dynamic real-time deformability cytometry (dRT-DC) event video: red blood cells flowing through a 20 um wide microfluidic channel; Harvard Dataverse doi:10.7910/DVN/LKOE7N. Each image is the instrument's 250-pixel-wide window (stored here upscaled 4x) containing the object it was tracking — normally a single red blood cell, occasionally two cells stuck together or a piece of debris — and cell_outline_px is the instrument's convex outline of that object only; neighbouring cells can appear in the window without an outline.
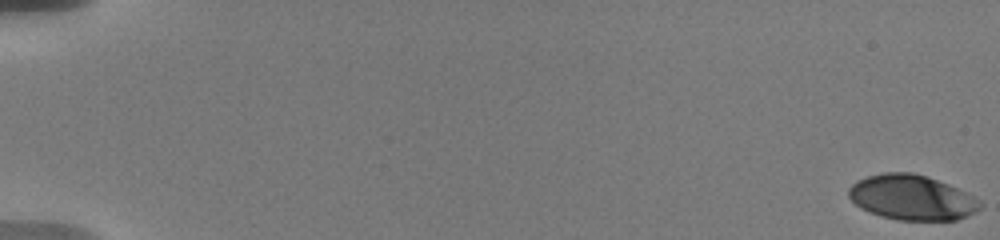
{"species": "human", "species_latin": "Homo sapiens", "temperature_condition": "warm", "stored_images_in_passage": 17, "camera_frame_rate_fps": 3000, "um_per_image_px": 0.085, "donor": {"sex": "male"}, "frame": {"image": 1, "passage_image": 1, "time_ms": 0.0, "image_size_px": [1000, 240], "cell_outline_px": [[984, 204], [976, 212], [968, 216], [956, 220], [896, 220], [880, 216], [860, 208], [848, 196], [848, 188], [856, 180], [868, 176], [884, 172], [912, 172], [948, 184], [980, 200]], "centroid_in_image_um": [77.49, 16.8], "position_along_channel_um": 7.5, "area_um2": 34.51}}
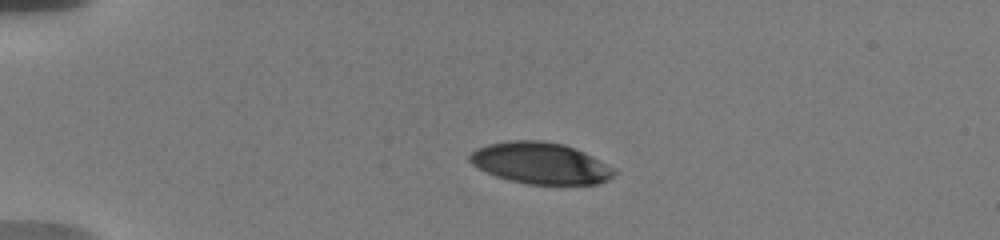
{"frame": {"image": 2, "passage_image": 12, "time_ms": 4.667, "image_size_px": [1000, 240], "cell_outline_px": [[616, 172], [608, 180], [600, 184], [528, 184], [508, 180], [496, 176], [472, 164], [468, 160], [468, 156], [476, 148], [488, 144], [508, 140], [540, 140], [564, 144], [584, 152], [616, 168]], "centroid_in_image_um": [45.95, 13.86], "position_along_channel_um": 39.0, "area_um2": 34.97}}
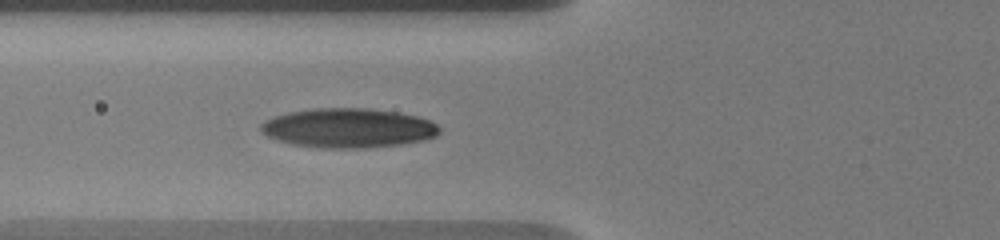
{"frame": {"image": 3, "passage_image": 17, "time_ms": 7.667, "image_size_px": [1000, 240], "cell_outline_px": [[440, 132], [436, 136], [424, 140], [400, 144], [368, 148], [320, 148], [292, 144], [276, 140], [260, 132], [260, 124], [264, 120], [288, 112], [312, 108], [368, 108], [396, 112], [416, 116], [428, 120], [436, 124], [440, 128]], "centroid_in_image_um": [29.57, 10.88], "position_along_channel_um": 96.2, "area_um2": 41.15}}